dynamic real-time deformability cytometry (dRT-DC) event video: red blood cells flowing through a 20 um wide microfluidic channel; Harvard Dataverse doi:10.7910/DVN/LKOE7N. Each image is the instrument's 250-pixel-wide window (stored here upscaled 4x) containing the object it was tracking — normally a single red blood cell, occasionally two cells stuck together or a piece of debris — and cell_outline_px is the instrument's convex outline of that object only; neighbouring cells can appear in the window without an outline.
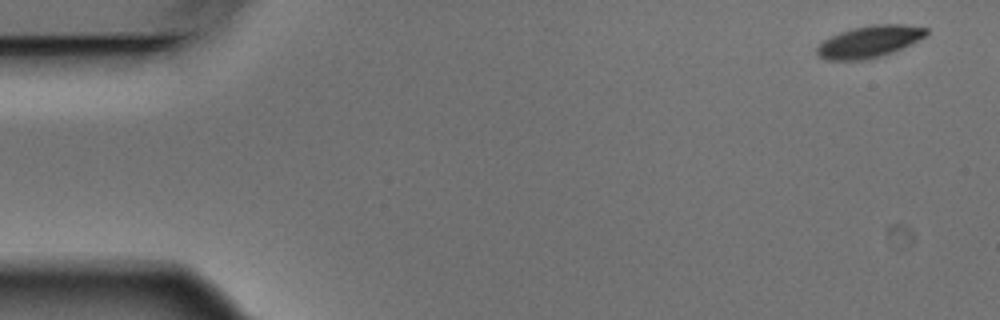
{"species": "Egyptian fruit bat (a non-hibernating species)", "species_latin": "Rousettus aegyptiacus", "temperature_condition": "warm", "stored_images_in_passage": 4, "camera_frame_rate_fps": 3000, "um_per_image_px": 0.085, "animal": {"sex": "male"}, "frame": {"image": 1, "passage_image": 1, "time_ms": 0.0, "image_size_px": [1000, 320], "cell_outline_px": [[928, 36], [892, 52], [868, 60], [824, 60], [816, 52], [816, 48], [824, 40], [840, 32], [852, 28], [872, 24], [904, 24], [928, 28]], "centroid_in_image_um": [73.92, 3.53], "position_along_channel_um": 11.1, "area_um2": 20.35}}